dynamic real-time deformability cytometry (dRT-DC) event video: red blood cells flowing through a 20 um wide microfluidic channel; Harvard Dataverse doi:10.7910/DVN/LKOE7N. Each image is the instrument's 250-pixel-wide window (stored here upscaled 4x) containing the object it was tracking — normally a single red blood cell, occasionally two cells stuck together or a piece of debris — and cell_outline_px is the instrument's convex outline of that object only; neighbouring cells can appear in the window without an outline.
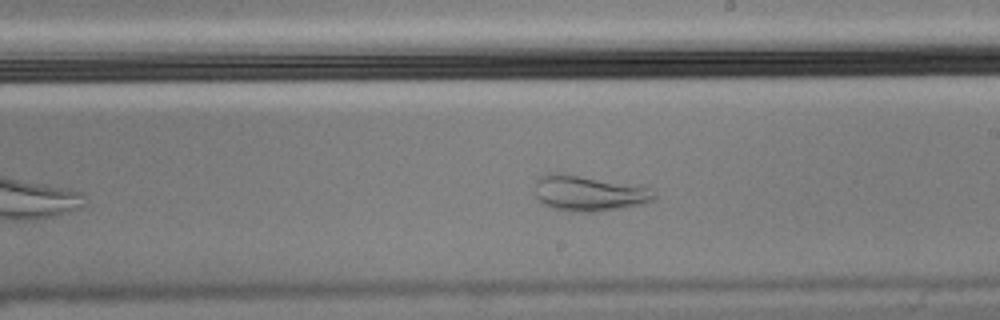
{"species": "Egyptian fruit bat (a non-hibernating species)", "species_latin": "Rousettus aegyptiacus", "temperature_condition": "cold", "stored_images_in_passage": 40, "camera_frame_rate_fps": 3000, "um_per_image_px": 0.085, "animal": {"sex": "male"}, "frame": {"image": 1, "passage_image": 23, "time_ms": 7.333, "image_size_px": [1000, 320], "cell_outline_px": [[656, 200], [640, 204], [620, 208], [592, 212], [580, 212], [552, 208], [544, 204], [536, 196], [536, 180], [540, 176], [548, 172], [560, 172], [652, 188], [656, 192]], "centroid_in_image_um": [50.05, 16.41], "position_along_channel_um": 238.9, "area_um2": 24.68}}